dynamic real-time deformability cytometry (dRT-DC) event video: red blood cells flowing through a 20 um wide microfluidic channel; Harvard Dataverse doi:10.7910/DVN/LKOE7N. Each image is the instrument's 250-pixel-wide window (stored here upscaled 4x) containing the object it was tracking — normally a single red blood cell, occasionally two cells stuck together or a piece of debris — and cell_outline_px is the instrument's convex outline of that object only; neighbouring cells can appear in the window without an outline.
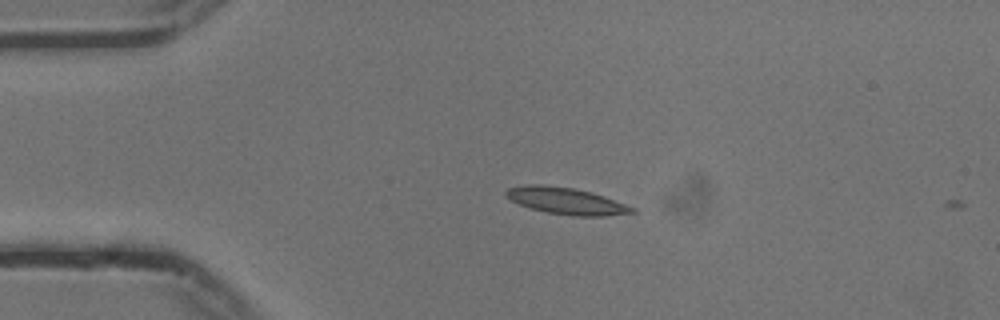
{"species": "common noctule bat (a hibernating species)", "species_latin": "Nyctalus noctula", "temperature_condition": "cold", "stored_images_in_passage": 2, "camera_frame_rate_fps": 3000, "um_per_image_px": 0.085, "animal": {"sex": "male", "body_mass_g": 13.3}, "frame": {"image": 1, "passage_image": 1, "time_ms": 0.0, "image_size_px": [1000, 320], "cell_outline_px": [[636, 212], [604, 216], [572, 216], [548, 212], [532, 208], [520, 204], [504, 196], [504, 192], [508, 188], [524, 184], [544, 184], [572, 188], [592, 192], [604, 196], [636, 208]], "centroid_in_image_um": [48.12, 17.07], "position_along_channel_um": 36.9, "area_um2": 19.59}}